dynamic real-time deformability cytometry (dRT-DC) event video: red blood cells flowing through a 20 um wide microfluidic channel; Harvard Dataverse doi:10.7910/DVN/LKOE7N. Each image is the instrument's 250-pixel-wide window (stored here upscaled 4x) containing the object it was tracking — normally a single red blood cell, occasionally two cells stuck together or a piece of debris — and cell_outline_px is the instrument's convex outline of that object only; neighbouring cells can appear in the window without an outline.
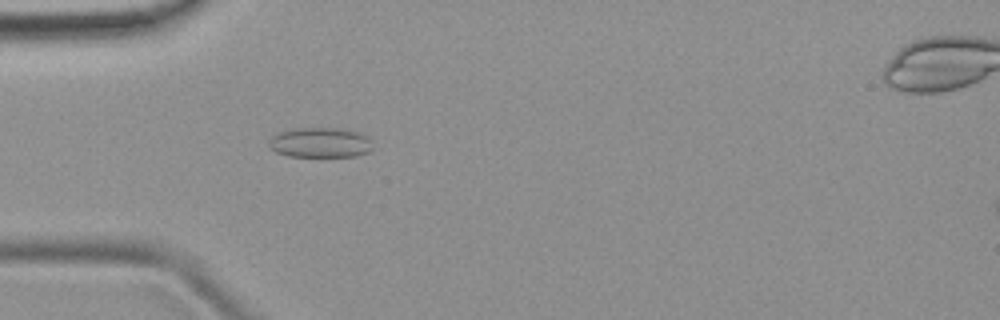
{"species": "common noctule bat (a hibernating species)", "species_latin": "Nyctalus noctula", "temperature_condition": "room temperature", "stored_images_in_passage": 5, "camera_frame_rate_fps": 3000, "um_per_image_px": 0.085, "animal": {"sex": "female", "body_mass_g": 19.9}, "frame": {"image": 1, "passage_image": 4, "time_ms": 3.333, "image_size_px": [1000, 320], "cell_outline_px": [[372, 148], [368, 152], [356, 156], [288, 156], [276, 152], [268, 144], [272, 136], [276, 132], [292, 128], [344, 128], [360, 132], [368, 136], [372, 140]], "centroid_in_image_um": [27.24, 12.1], "position_along_channel_um": 57.8, "area_um2": 18.44}}